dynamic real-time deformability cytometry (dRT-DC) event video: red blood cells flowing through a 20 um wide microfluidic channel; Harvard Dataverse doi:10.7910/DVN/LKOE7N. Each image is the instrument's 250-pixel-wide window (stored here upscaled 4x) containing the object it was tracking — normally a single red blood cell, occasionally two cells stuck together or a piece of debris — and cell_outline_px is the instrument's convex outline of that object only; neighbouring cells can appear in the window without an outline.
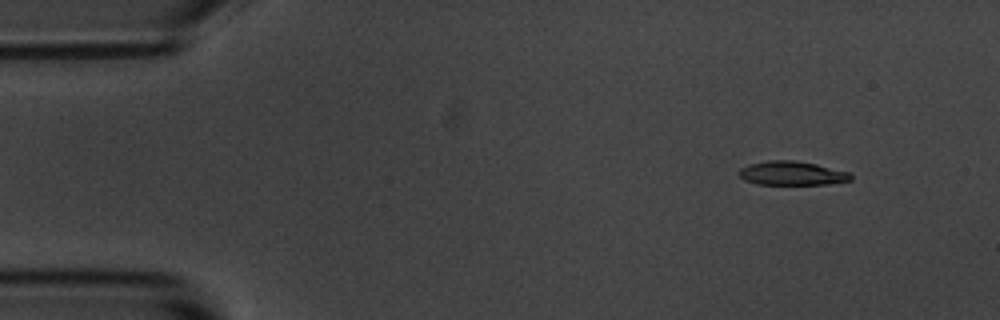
{"species": "common noctule bat (a hibernating species)", "species_latin": "Nyctalus noctula", "temperature_condition": "room temperature", "stored_images_in_passage": 4, "camera_frame_rate_fps": 3000, "um_per_image_px": 0.085, "animal": {"sex": "male", "body_mass_g": 20.1, "forearm_length_mm": 53.5}, "frame": {"image": 1, "passage_image": 4, "time_ms": 3.667, "image_size_px": [1000, 320], "cell_outline_px": [[852, 180], [828, 184], [756, 184], [744, 180], [736, 172], [740, 168], [748, 164], [768, 160], [796, 160], [816, 164], [848, 172], [852, 176]], "centroid_in_image_um": [67.27, 14.72], "position_along_channel_um": 17.7, "area_um2": 15.66}}